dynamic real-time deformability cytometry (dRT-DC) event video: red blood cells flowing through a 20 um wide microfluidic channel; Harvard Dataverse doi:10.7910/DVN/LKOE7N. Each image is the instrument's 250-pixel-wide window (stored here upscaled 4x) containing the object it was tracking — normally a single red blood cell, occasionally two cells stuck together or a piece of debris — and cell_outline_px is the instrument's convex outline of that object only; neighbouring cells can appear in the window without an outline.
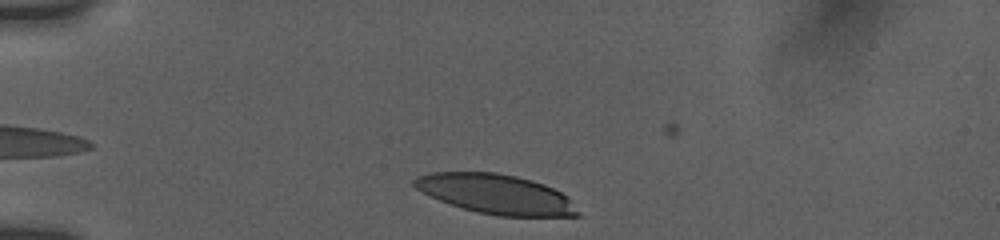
{"species": "human", "species_latin": "Homo sapiens", "temperature_condition": "room temperature", "stored_images_in_passage": 24, "camera_frame_rate_fps": 3000, "um_per_image_px": 0.085, "donor": {"sex": "female"}, "frame": {"image": 1, "passage_image": 2, "time_ms": 0.333, "image_size_px": [1000, 240], "cell_outline_px": [[580, 216], [500, 216], [476, 212], [448, 204], [416, 188], [412, 184], [412, 180], [416, 176], [428, 172], [496, 172], [516, 176], [532, 180], [544, 184], [568, 196], [580, 212]], "centroid_in_image_um": [42.15, 16.49], "position_along_channel_um": 42.8, "area_um2": 37.86}}
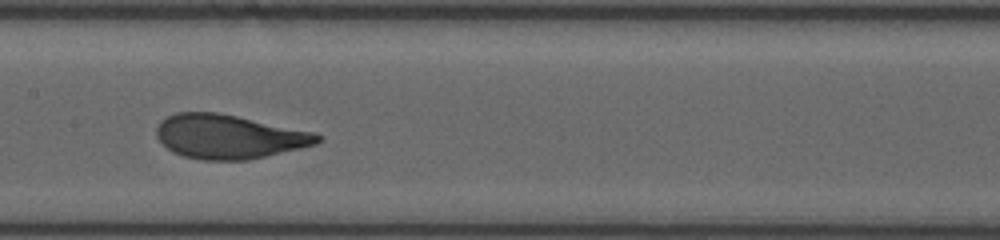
{"frame": {"image": 2, "passage_image": 15, "time_ms": 5.333, "image_size_px": [1000, 240], "cell_outline_px": [[324, 140], [316, 144], [300, 148], [248, 160], [200, 160], [184, 156], [172, 152], [156, 136], [156, 128], [160, 120], [176, 112], [216, 112], [316, 132]], "centroid_in_image_um": [19.46, 11.61], "position_along_channel_um": 187.9, "area_um2": 41.33}}
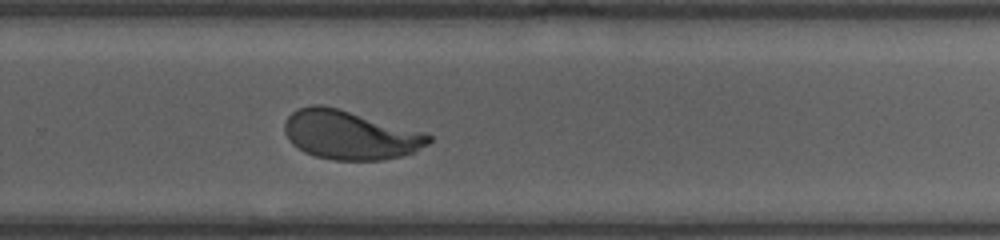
{"frame": {"image": 3, "passage_image": 24, "time_ms": 8.333, "image_size_px": [1000, 240], "cell_outline_px": [[432, 140], [428, 144], [412, 152], [400, 156], [384, 160], [332, 160], [316, 156], [304, 152], [292, 144], [288, 140], [284, 132], [284, 124], [288, 116], [292, 112], [300, 108], [312, 104], [320, 104], [336, 108], [424, 132], [432, 136]], "centroid_in_image_um": [29.72, 11.48], "position_along_channel_um": 300.1, "area_um2": 40.81}}